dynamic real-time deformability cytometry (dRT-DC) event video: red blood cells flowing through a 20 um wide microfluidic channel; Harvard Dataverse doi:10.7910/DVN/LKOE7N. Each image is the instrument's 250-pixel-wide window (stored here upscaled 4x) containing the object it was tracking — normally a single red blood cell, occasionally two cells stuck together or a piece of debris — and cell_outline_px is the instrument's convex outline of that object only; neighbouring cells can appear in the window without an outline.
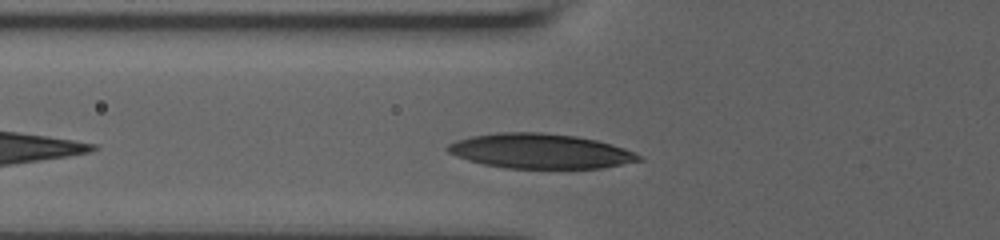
{"species": "human", "species_latin": "Homo sapiens", "temperature_condition": "room temperature", "stored_images_in_passage": 32, "camera_frame_rate_fps": 3000, "um_per_image_px": 0.085, "donor": {"sex": "male"}, "frame": {"image": 1, "passage_image": 5, "time_ms": 1.333, "image_size_px": [1000, 240], "cell_outline_px": [[644, 160], [600, 168], [504, 168], [484, 164], [468, 160], [456, 156], [448, 152], [444, 148], [448, 144], [456, 140], [472, 136], [496, 132], [540, 132], [576, 136], [596, 140], [624, 148], [640, 156]], "centroid_in_image_um": [45.87, 12.84], "position_along_channel_um": 79.9, "area_um2": 38.67}}
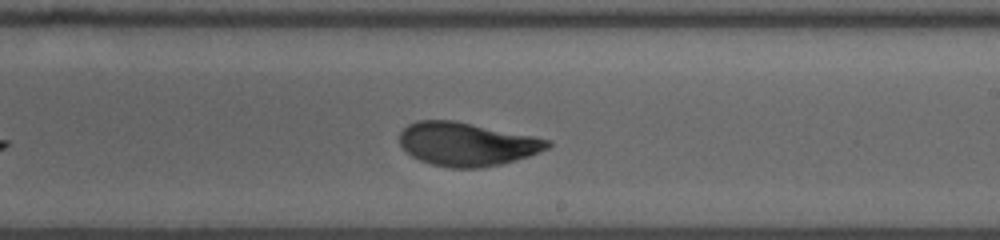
{"frame": {"image": 2, "passage_image": 19, "time_ms": 6.0, "image_size_px": [1000, 240], "cell_outline_px": [[552, 144], [548, 148], [528, 156], [500, 164], [480, 168], [452, 168], [432, 164], [420, 160], [412, 156], [400, 144], [400, 132], [408, 124], [416, 120], [452, 120], [552, 140]], "centroid_in_image_um": [39.66, 12.25], "position_along_channel_um": 249.3, "area_um2": 37.11}}
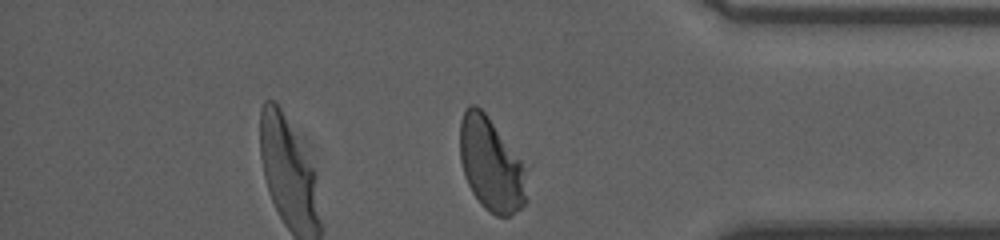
{"frame": {"image": 3, "passage_image": 32, "time_ms": 10.333, "image_size_px": [1000, 240], "cell_outline_px": [[532, 164], [528, 200], [520, 208], [508, 216], [496, 216], [484, 208], [480, 204], [472, 192], [464, 176], [460, 160], [460, 120], [464, 108], [468, 104], [476, 104], [484, 112]], "centroid_in_image_um": [41.87, 13.95], "position_along_channel_um": 393.3, "area_um2": 38.96}, "authors_computed_cell_mechanics": {"area_um2": 37.9168, "velocity_mm_per_s": 3.6297, "shape_relaxation_time_tau1_ms": 4.8576, "shape_relaxation_time_tau2_ms": 0.897, "deformation_change_tau1": 0.1751, "deformation_change_tau2": 0.0621}}